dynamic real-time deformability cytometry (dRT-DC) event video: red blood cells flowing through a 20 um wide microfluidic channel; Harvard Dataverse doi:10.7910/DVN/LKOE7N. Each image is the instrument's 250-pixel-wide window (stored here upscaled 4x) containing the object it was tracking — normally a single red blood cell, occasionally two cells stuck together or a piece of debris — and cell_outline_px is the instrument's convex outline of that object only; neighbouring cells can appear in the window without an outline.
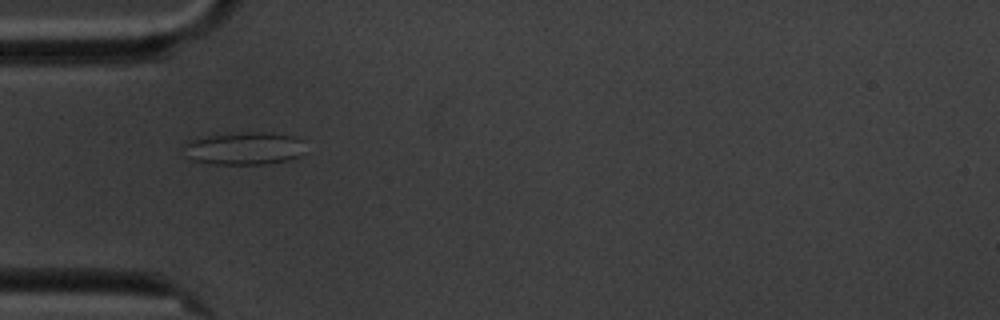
{"species": "common noctule bat (a hibernating species)", "species_latin": "Nyctalus noctula", "temperature_condition": "cold", "stored_images_in_passage": 4, "camera_frame_rate_fps": 3000, "um_per_image_px": 0.085, "animal": {"sex": "male", "body_mass_g": 20.1, "forearm_length_mm": 53.5}, "frame": {"image": 1, "passage_image": 3, "time_ms": 2.333, "image_size_px": [1000, 320], "cell_outline_px": [[304, 152], [300, 156], [292, 160], [264, 164], [212, 164], [192, 160], [188, 156], [184, 144], [188, 140], [208, 136], [244, 132], [272, 132], [292, 136], [304, 140]], "centroid_in_image_um": [20.83, 12.61], "position_along_channel_um": 64.2, "area_um2": 23.35}}
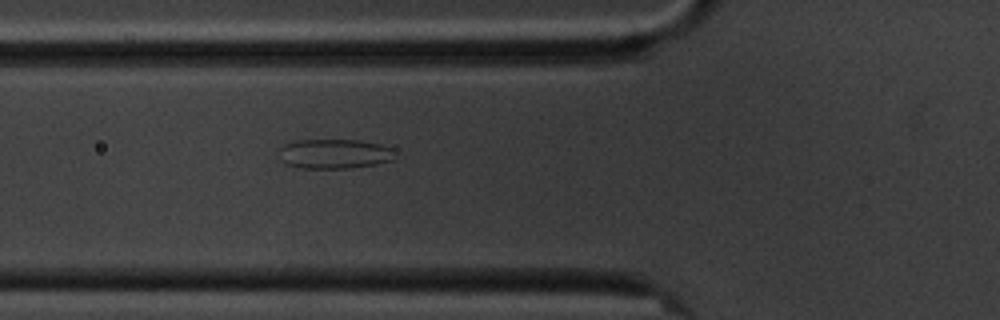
{"frame": {"image": 2, "passage_image": 4, "time_ms": 3.333, "image_size_px": [1000, 320], "cell_outline_px": [[396, 148], [392, 160], [376, 164], [348, 168], [300, 168], [284, 164], [280, 160], [280, 148], [284, 144], [296, 140], [360, 140], [380, 144]], "centroid_in_image_um": [28.42, 13.07], "position_along_channel_um": 97.4, "area_um2": 20.23}}